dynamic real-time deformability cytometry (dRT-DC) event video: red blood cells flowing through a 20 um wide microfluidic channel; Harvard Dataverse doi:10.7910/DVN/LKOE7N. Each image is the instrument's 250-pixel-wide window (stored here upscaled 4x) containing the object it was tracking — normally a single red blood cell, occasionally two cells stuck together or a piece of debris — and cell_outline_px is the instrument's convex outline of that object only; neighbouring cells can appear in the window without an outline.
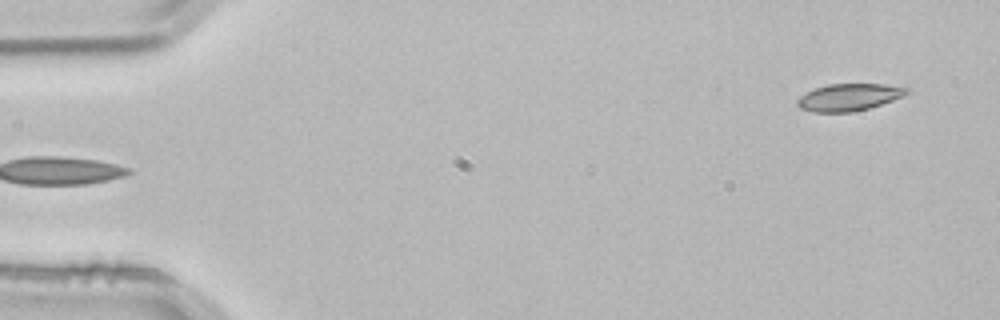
{"species": "common noctule bat (a hibernating species)", "species_latin": "Nyctalus noctula", "temperature_condition": "room temperature", "stored_images_in_passage": 3, "segment_of_instrument_passage": [2, 2], "camera_frame_rate_fps": 3000, "um_per_image_px": 0.085, "animal": {"sex": "male", "body_mass_g": 21.5, "forearm_length_mm": 52.0}, "frame": {"image": 1, "passage_image": 3, "time_ms": 0.667, "image_size_px": [1000, 320], "cell_outline_px": [[908, 92], [904, 96], [868, 108], [852, 112], [812, 112], [800, 108], [796, 104], [796, 100], [800, 96], [816, 88], [828, 84], [908, 84]], "centroid_in_image_um": [72.22, 8.24], "position_along_channel_um": 12.8, "area_um2": 17.46}}